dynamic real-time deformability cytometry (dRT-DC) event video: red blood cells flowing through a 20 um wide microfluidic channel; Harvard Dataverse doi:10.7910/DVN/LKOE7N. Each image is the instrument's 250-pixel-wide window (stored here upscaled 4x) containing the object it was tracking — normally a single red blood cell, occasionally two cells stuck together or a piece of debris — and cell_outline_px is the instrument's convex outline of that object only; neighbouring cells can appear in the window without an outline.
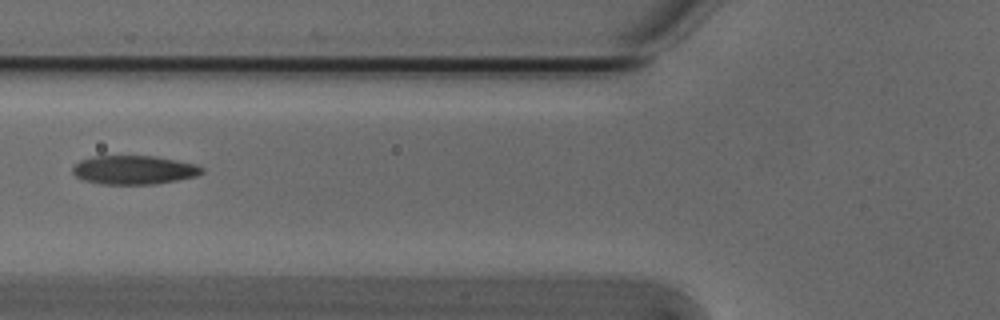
{"species": "Egyptian fruit bat (a non-hibernating species)", "species_latin": "Rousettus aegyptiacus", "temperature_condition": "cold", "stored_images_in_passage": 3, "camera_frame_rate_fps": 3000, "um_per_image_px": 0.085, "animal": {"sex": "male"}, "frame": {"image": 1, "passage_image": 2, "time_ms": 0.333, "image_size_px": [1000, 320], "cell_outline_px": [[204, 172], [196, 176], [176, 180], [152, 184], [100, 184], [84, 180], [76, 176], [72, 172], [72, 168], [80, 160], [92, 156], [156, 156], [196, 164], [204, 168]], "centroid_in_image_um": [11.38, 14.44], "position_along_channel_um": 114.4, "area_um2": 21.68}}